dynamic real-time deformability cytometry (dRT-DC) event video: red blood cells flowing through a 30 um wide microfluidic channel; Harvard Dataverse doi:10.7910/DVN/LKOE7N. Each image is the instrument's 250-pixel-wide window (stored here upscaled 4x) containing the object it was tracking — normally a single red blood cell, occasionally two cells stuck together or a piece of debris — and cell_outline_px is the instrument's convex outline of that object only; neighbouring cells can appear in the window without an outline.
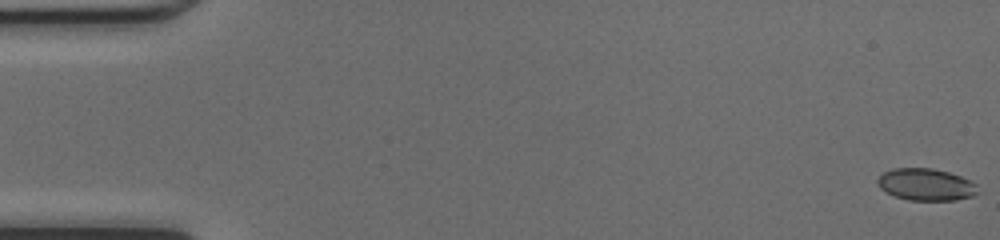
{"species": "common noctule bat (a hibernating species)", "species_latin": "Nyctalus noctula", "temperature_condition": "cold", "stored_images_in_passage": 49, "camera_frame_rate_fps": 3000, "um_per_image_px": 0.085, "animal": {"sex": "female", "body_mass_g": 17.0, "forearm_length_mm": 48.0}, "frame": {"image": 1, "passage_image": 1, "time_ms": 0.0, "image_size_px": [1000, 240], "cell_outline_px": [[980, 192], [972, 196], [956, 200], [908, 200], [896, 196], [880, 188], [876, 180], [884, 172], [892, 168], [932, 168], [948, 172], [960, 176], [976, 184]], "centroid_in_image_um": [78.72, 15.68], "position_along_channel_um": 6.3, "area_um2": 18.61}}
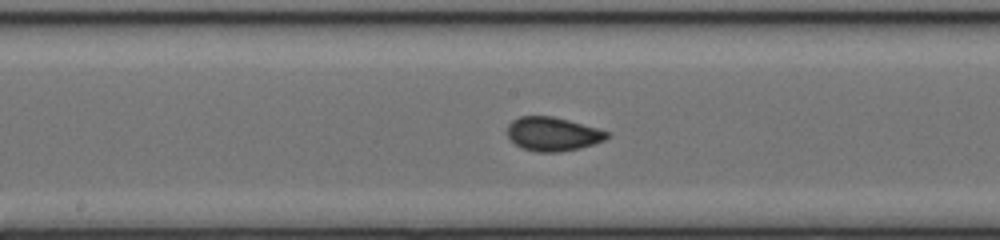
{"frame": {"image": 2, "passage_image": 26, "time_ms": 8.333, "image_size_px": [1000, 240], "cell_outline_px": [[608, 136], [604, 140], [580, 148], [560, 152], [536, 152], [524, 148], [516, 144], [508, 136], [508, 124], [512, 120], [520, 116], [552, 116], [568, 120], [596, 128], [608, 132]], "centroid_in_image_um": [46.96, 11.39], "position_along_channel_um": 201.2, "area_um2": 19.36}}
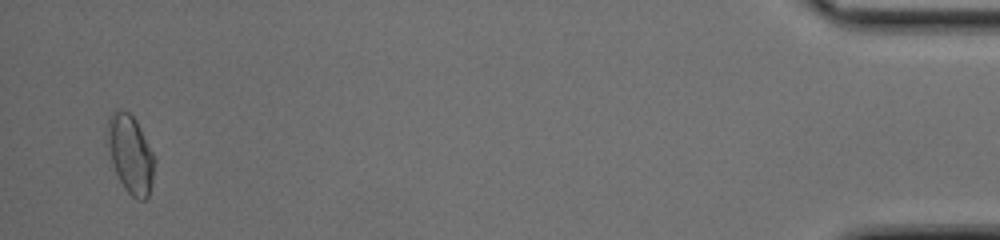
{"frame": {"image": 3, "passage_image": 48, "time_ms": 15.667, "image_size_px": [1000, 240], "cell_outline_px": [[156, 160], [152, 180], [148, 196], [144, 200], [136, 200], [124, 188], [116, 172], [112, 160], [108, 144], [108, 120], [112, 112], [116, 108], [120, 108], [128, 112], [136, 120]], "centroid_in_image_um": [11.1, 13.1], "position_along_channel_um": 424.1, "area_um2": 21.1}, "authors_computed_cell_mechanics": {"area_um2": 19.2474, "velocity_mm_per_s": 4.2602, "shape_relaxation_time_tau1_ms": 10.425, "shape_relaxation_time_tau2_ms": 0.9028, "deformation_change_tau1": 0.177, "deformation_change_tau2": 0.0509}}